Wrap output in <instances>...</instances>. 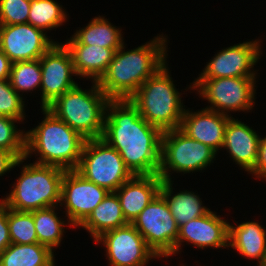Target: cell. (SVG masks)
<instances>
[{"label":"cell","mask_w":266,"mask_h":266,"mask_svg":"<svg viewBox=\"0 0 266 266\" xmlns=\"http://www.w3.org/2000/svg\"><path fill=\"white\" fill-rule=\"evenodd\" d=\"M216 154L209 146L189 137L180 128L164 131L158 175L162 180H171V170L177 173L202 171L213 163Z\"/></svg>","instance_id":"ba28073f"},{"label":"cell","mask_w":266,"mask_h":266,"mask_svg":"<svg viewBox=\"0 0 266 266\" xmlns=\"http://www.w3.org/2000/svg\"><path fill=\"white\" fill-rule=\"evenodd\" d=\"M72 57L77 76L98 82L106 72L119 48H106L97 45L64 44Z\"/></svg>","instance_id":"ffe728a7"},{"label":"cell","mask_w":266,"mask_h":266,"mask_svg":"<svg viewBox=\"0 0 266 266\" xmlns=\"http://www.w3.org/2000/svg\"><path fill=\"white\" fill-rule=\"evenodd\" d=\"M95 242L104 244L110 266H145L157 257L131 223L103 233Z\"/></svg>","instance_id":"7c38bea8"},{"label":"cell","mask_w":266,"mask_h":266,"mask_svg":"<svg viewBox=\"0 0 266 266\" xmlns=\"http://www.w3.org/2000/svg\"><path fill=\"white\" fill-rule=\"evenodd\" d=\"M260 41H249L222 49L205 66L199 78L255 77L254 65L260 59Z\"/></svg>","instance_id":"5bb4252c"},{"label":"cell","mask_w":266,"mask_h":266,"mask_svg":"<svg viewBox=\"0 0 266 266\" xmlns=\"http://www.w3.org/2000/svg\"><path fill=\"white\" fill-rule=\"evenodd\" d=\"M64 173L65 170L55 166L25 164L13 190L1 200L16 211L31 212L58 206Z\"/></svg>","instance_id":"8992f818"},{"label":"cell","mask_w":266,"mask_h":266,"mask_svg":"<svg viewBox=\"0 0 266 266\" xmlns=\"http://www.w3.org/2000/svg\"><path fill=\"white\" fill-rule=\"evenodd\" d=\"M128 223L124 217L118 196L115 192H109L80 227L91 233L95 241L103 233L125 226Z\"/></svg>","instance_id":"7402d4cb"},{"label":"cell","mask_w":266,"mask_h":266,"mask_svg":"<svg viewBox=\"0 0 266 266\" xmlns=\"http://www.w3.org/2000/svg\"><path fill=\"white\" fill-rule=\"evenodd\" d=\"M41 66V108H46L56 98L76 87L72 79L76 72L70 52L64 43L55 42L40 57Z\"/></svg>","instance_id":"8fae6325"},{"label":"cell","mask_w":266,"mask_h":266,"mask_svg":"<svg viewBox=\"0 0 266 266\" xmlns=\"http://www.w3.org/2000/svg\"><path fill=\"white\" fill-rule=\"evenodd\" d=\"M54 43L29 23L0 25V49L12 63L40 59Z\"/></svg>","instance_id":"9a60e30c"},{"label":"cell","mask_w":266,"mask_h":266,"mask_svg":"<svg viewBox=\"0 0 266 266\" xmlns=\"http://www.w3.org/2000/svg\"><path fill=\"white\" fill-rule=\"evenodd\" d=\"M172 180H162L160 194L165 198L177 226L210 212L202 205L199 195L187 190L172 195Z\"/></svg>","instance_id":"603a6c76"},{"label":"cell","mask_w":266,"mask_h":266,"mask_svg":"<svg viewBox=\"0 0 266 266\" xmlns=\"http://www.w3.org/2000/svg\"><path fill=\"white\" fill-rule=\"evenodd\" d=\"M261 266H266V258H265V260H264V262L262 263Z\"/></svg>","instance_id":"8d00e7d4"},{"label":"cell","mask_w":266,"mask_h":266,"mask_svg":"<svg viewBox=\"0 0 266 266\" xmlns=\"http://www.w3.org/2000/svg\"><path fill=\"white\" fill-rule=\"evenodd\" d=\"M255 79L256 77L205 78L203 81H194L190 88L197 91L199 89L198 94L211 103V107L206 109L231 117L227 112L253 108Z\"/></svg>","instance_id":"9c48e42d"},{"label":"cell","mask_w":266,"mask_h":266,"mask_svg":"<svg viewBox=\"0 0 266 266\" xmlns=\"http://www.w3.org/2000/svg\"><path fill=\"white\" fill-rule=\"evenodd\" d=\"M157 258L175 254L178 226L165 198L158 193L131 223Z\"/></svg>","instance_id":"30bf717a"},{"label":"cell","mask_w":266,"mask_h":266,"mask_svg":"<svg viewBox=\"0 0 266 266\" xmlns=\"http://www.w3.org/2000/svg\"><path fill=\"white\" fill-rule=\"evenodd\" d=\"M11 244L7 221V205L0 200V254Z\"/></svg>","instance_id":"d6a6232c"},{"label":"cell","mask_w":266,"mask_h":266,"mask_svg":"<svg viewBox=\"0 0 266 266\" xmlns=\"http://www.w3.org/2000/svg\"><path fill=\"white\" fill-rule=\"evenodd\" d=\"M164 36L125 51V44L115 51L104 75L97 82L110 100L129 99L138 88L167 63Z\"/></svg>","instance_id":"7a4b0ae2"},{"label":"cell","mask_w":266,"mask_h":266,"mask_svg":"<svg viewBox=\"0 0 266 266\" xmlns=\"http://www.w3.org/2000/svg\"><path fill=\"white\" fill-rule=\"evenodd\" d=\"M92 83L91 90L77 85L46 107L86 140L102 137L110 100L97 82Z\"/></svg>","instance_id":"5b68a950"},{"label":"cell","mask_w":266,"mask_h":266,"mask_svg":"<svg viewBox=\"0 0 266 266\" xmlns=\"http://www.w3.org/2000/svg\"><path fill=\"white\" fill-rule=\"evenodd\" d=\"M9 81L13 89L20 92L33 91L41 86L40 59L12 63Z\"/></svg>","instance_id":"83f0119b"},{"label":"cell","mask_w":266,"mask_h":266,"mask_svg":"<svg viewBox=\"0 0 266 266\" xmlns=\"http://www.w3.org/2000/svg\"><path fill=\"white\" fill-rule=\"evenodd\" d=\"M159 175H133L116 191L125 219L132 223L142 210L160 192Z\"/></svg>","instance_id":"d6986e66"},{"label":"cell","mask_w":266,"mask_h":266,"mask_svg":"<svg viewBox=\"0 0 266 266\" xmlns=\"http://www.w3.org/2000/svg\"><path fill=\"white\" fill-rule=\"evenodd\" d=\"M67 14L54 0H31L28 23L43 30L58 28L66 22Z\"/></svg>","instance_id":"4316f807"},{"label":"cell","mask_w":266,"mask_h":266,"mask_svg":"<svg viewBox=\"0 0 266 266\" xmlns=\"http://www.w3.org/2000/svg\"><path fill=\"white\" fill-rule=\"evenodd\" d=\"M108 193L105 188L84 179L75 170L65 171L60 205L65 206L68 224L79 227Z\"/></svg>","instance_id":"4fadbf2b"},{"label":"cell","mask_w":266,"mask_h":266,"mask_svg":"<svg viewBox=\"0 0 266 266\" xmlns=\"http://www.w3.org/2000/svg\"><path fill=\"white\" fill-rule=\"evenodd\" d=\"M228 247L243 257L257 259L261 266L266 258V230L258 222L247 221L236 227L229 224Z\"/></svg>","instance_id":"44dd1931"},{"label":"cell","mask_w":266,"mask_h":266,"mask_svg":"<svg viewBox=\"0 0 266 266\" xmlns=\"http://www.w3.org/2000/svg\"><path fill=\"white\" fill-rule=\"evenodd\" d=\"M24 160L25 157L18 159L12 152L0 149V176L19 166Z\"/></svg>","instance_id":"836d02e7"},{"label":"cell","mask_w":266,"mask_h":266,"mask_svg":"<svg viewBox=\"0 0 266 266\" xmlns=\"http://www.w3.org/2000/svg\"><path fill=\"white\" fill-rule=\"evenodd\" d=\"M23 97L11 86L9 79L0 80V116L25 119Z\"/></svg>","instance_id":"4dcf8cb0"},{"label":"cell","mask_w":266,"mask_h":266,"mask_svg":"<svg viewBox=\"0 0 266 266\" xmlns=\"http://www.w3.org/2000/svg\"><path fill=\"white\" fill-rule=\"evenodd\" d=\"M31 0H0V25L28 23Z\"/></svg>","instance_id":"1f68e13d"},{"label":"cell","mask_w":266,"mask_h":266,"mask_svg":"<svg viewBox=\"0 0 266 266\" xmlns=\"http://www.w3.org/2000/svg\"><path fill=\"white\" fill-rule=\"evenodd\" d=\"M229 222L216 212L210 211L198 218L179 226L175 245V254L181 249L182 242L193 244L197 248H228Z\"/></svg>","instance_id":"2e32d148"},{"label":"cell","mask_w":266,"mask_h":266,"mask_svg":"<svg viewBox=\"0 0 266 266\" xmlns=\"http://www.w3.org/2000/svg\"><path fill=\"white\" fill-rule=\"evenodd\" d=\"M17 121L15 118L0 116V149L10 151L20 159L25 155V131L17 129Z\"/></svg>","instance_id":"f546056e"},{"label":"cell","mask_w":266,"mask_h":266,"mask_svg":"<svg viewBox=\"0 0 266 266\" xmlns=\"http://www.w3.org/2000/svg\"><path fill=\"white\" fill-rule=\"evenodd\" d=\"M230 116L203 108L201 111L185 110L180 129L189 137L197 140L216 153L224 144L226 125Z\"/></svg>","instance_id":"e0dca14e"},{"label":"cell","mask_w":266,"mask_h":266,"mask_svg":"<svg viewBox=\"0 0 266 266\" xmlns=\"http://www.w3.org/2000/svg\"><path fill=\"white\" fill-rule=\"evenodd\" d=\"M56 206L31 211L35 223V230L38 237V243L53 248L61 243L64 232V221L55 213Z\"/></svg>","instance_id":"484cf974"},{"label":"cell","mask_w":266,"mask_h":266,"mask_svg":"<svg viewBox=\"0 0 266 266\" xmlns=\"http://www.w3.org/2000/svg\"><path fill=\"white\" fill-rule=\"evenodd\" d=\"M54 252L40 243H11L0 254V266H55Z\"/></svg>","instance_id":"d4e9b609"},{"label":"cell","mask_w":266,"mask_h":266,"mask_svg":"<svg viewBox=\"0 0 266 266\" xmlns=\"http://www.w3.org/2000/svg\"><path fill=\"white\" fill-rule=\"evenodd\" d=\"M75 171L108 192H115L133 176L119 152L102 138L85 140Z\"/></svg>","instance_id":"52a82bcc"},{"label":"cell","mask_w":266,"mask_h":266,"mask_svg":"<svg viewBox=\"0 0 266 266\" xmlns=\"http://www.w3.org/2000/svg\"><path fill=\"white\" fill-rule=\"evenodd\" d=\"M12 62L0 49V80L9 79Z\"/></svg>","instance_id":"d590c367"},{"label":"cell","mask_w":266,"mask_h":266,"mask_svg":"<svg viewBox=\"0 0 266 266\" xmlns=\"http://www.w3.org/2000/svg\"><path fill=\"white\" fill-rule=\"evenodd\" d=\"M7 221L11 243H38L32 212L16 211L7 207Z\"/></svg>","instance_id":"f1b7e54d"},{"label":"cell","mask_w":266,"mask_h":266,"mask_svg":"<svg viewBox=\"0 0 266 266\" xmlns=\"http://www.w3.org/2000/svg\"><path fill=\"white\" fill-rule=\"evenodd\" d=\"M106 112L101 138L119 152L133 175H158L163 132L149 124L129 99L109 100Z\"/></svg>","instance_id":"6da1fadb"},{"label":"cell","mask_w":266,"mask_h":266,"mask_svg":"<svg viewBox=\"0 0 266 266\" xmlns=\"http://www.w3.org/2000/svg\"><path fill=\"white\" fill-rule=\"evenodd\" d=\"M44 120L36 128L25 132V155L37 152V164L59 167L65 171L75 170L79 164L85 143L78 132L56 117L47 108H42Z\"/></svg>","instance_id":"3957f363"},{"label":"cell","mask_w":266,"mask_h":266,"mask_svg":"<svg viewBox=\"0 0 266 266\" xmlns=\"http://www.w3.org/2000/svg\"><path fill=\"white\" fill-rule=\"evenodd\" d=\"M166 66L150 76L129 98L140 115L162 132L180 128L185 112Z\"/></svg>","instance_id":"277c9868"},{"label":"cell","mask_w":266,"mask_h":266,"mask_svg":"<svg viewBox=\"0 0 266 266\" xmlns=\"http://www.w3.org/2000/svg\"><path fill=\"white\" fill-rule=\"evenodd\" d=\"M255 130L231 117L228 120L222 148L227 149L234 162L245 171L254 169L257 160L261 137Z\"/></svg>","instance_id":"ac0fdd59"},{"label":"cell","mask_w":266,"mask_h":266,"mask_svg":"<svg viewBox=\"0 0 266 266\" xmlns=\"http://www.w3.org/2000/svg\"><path fill=\"white\" fill-rule=\"evenodd\" d=\"M250 173L256 176L258 179L265 178L266 180V136L261 138L258 160L254 169Z\"/></svg>","instance_id":"e575fe53"},{"label":"cell","mask_w":266,"mask_h":266,"mask_svg":"<svg viewBox=\"0 0 266 266\" xmlns=\"http://www.w3.org/2000/svg\"><path fill=\"white\" fill-rule=\"evenodd\" d=\"M65 44L97 45L106 48H120L124 42L121 30L111 25L107 19L98 16L89 22L85 28L74 33Z\"/></svg>","instance_id":"cb8c5ba5"}]
</instances>
